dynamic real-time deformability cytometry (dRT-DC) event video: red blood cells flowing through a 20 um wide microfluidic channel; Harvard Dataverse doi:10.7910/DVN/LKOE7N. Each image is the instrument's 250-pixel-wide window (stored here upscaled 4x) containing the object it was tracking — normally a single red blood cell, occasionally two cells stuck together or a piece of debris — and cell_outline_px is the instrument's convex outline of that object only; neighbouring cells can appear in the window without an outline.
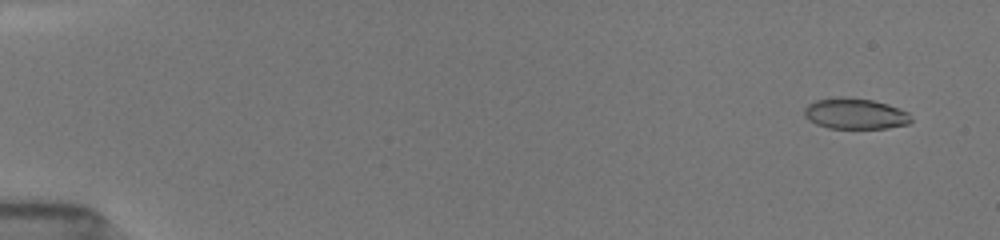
{"species": "common noctule bat (a hibernating species)", "species_latin": "Nyctalus noctula", "temperature_condition": "room temperature", "stored_images_in_passage": 54, "camera_frame_rate_fps": 3000, "um_per_image_px": 0.085, "animal": {"sex": "female", "body_mass_g": 19.5, "forearm_length_mm": 54.1}, "frame": {"image": 1, "passage_image": 4, "time_ms": 1.0, "image_size_px": [1000, 240], "cell_outline_px": [[912, 120], [908, 124], [888, 128], [828, 128], [816, 124], [808, 120], [804, 116], [804, 108], [808, 104], [816, 100], [840, 96], [844, 96], [872, 100], [888, 104], [908, 112]], "centroid_in_image_um": [72.67, 9.66], "position_along_channel_um": 12.3, "area_um2": 19.31}}
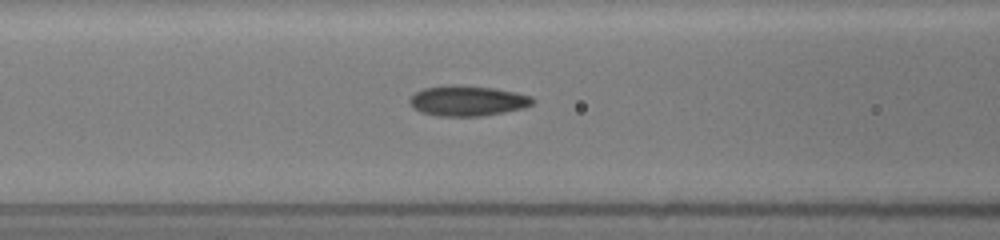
{"frame": {"image": 2, "passage_image": 24, "time_ms": 7.667, "image_size_px": [1000, 240], "cell_outline_px": [[536, 100], [532, 104], [524, 108], [504, 112], [480, 116], [440, 116], [420, 112], [412, 108], [408, 104], [408, 100], [416, 92], [424, 88], [444, 84], [456, 84], [496, 88], [516, 92], [532, 96]], "centroid_in_image_um": [39.72, 8.55], "position_along_channel_um": 126.9, "area_um2": 22.14}}
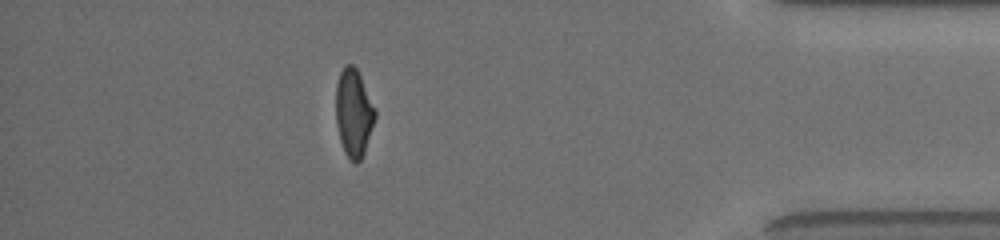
{"frame": {"image": 3, "passage_image": 48, "time_ms": 15.667, "image_size_px": [1000, 240], "cell_outline_px": [[376, 116], [364, 152], [360, 160], [356, 164], [352, 164], [344, 152], [340, 140], [336, 124], [336, 84], [340, 72], [344, 64], [352, 64], [356, 68], [376, 108]], "centroid_in_image_um": [30.05, 9.6], "position_along_channel_um": 405.1, "area_um2": 20.17}, "authors_computed_cell_mechanics": {"area_um2": 20.519, "velocity_mm_per_s": 3.9438, "shape_relaxation_time_tau1_ms": 6.4009, "shape_relaxation_time_tau2_ms": 0.9259, "deformation_change_tau1": 0.1978, "deformation_change_tau2": 0.0625}}